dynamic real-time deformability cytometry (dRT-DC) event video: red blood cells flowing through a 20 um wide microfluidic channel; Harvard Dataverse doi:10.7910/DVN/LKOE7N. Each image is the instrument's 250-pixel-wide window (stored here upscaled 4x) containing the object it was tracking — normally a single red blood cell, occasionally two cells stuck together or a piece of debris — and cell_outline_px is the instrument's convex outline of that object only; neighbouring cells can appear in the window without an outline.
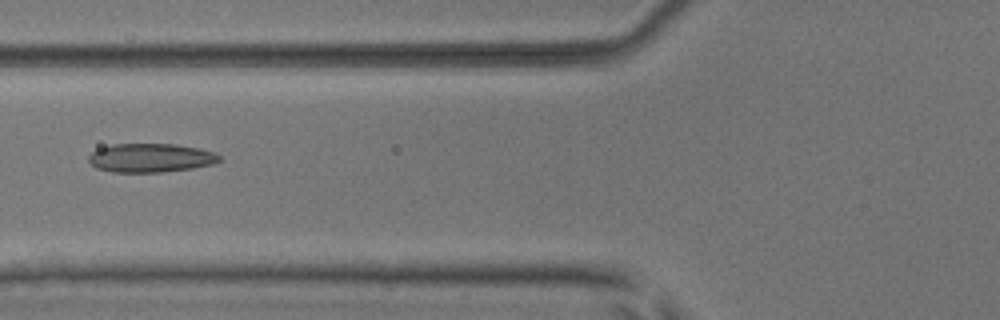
{"species": "common noctule bat (a hibernating species)", "species_latin": "Nyctalus noctula", "temperature_condition": "room temperature", "stored_images_in_passage": 5, "camera_frame_rate_fps": 3000, "um_per_image_px": 0.085, "animal": {"sex": "male", "body_mass_g": 17.9, "forearm_length_mm": 54.2}, "frame": {"image": 1, "passage_image": 5, "time_ms": 1.333, "image_size_px": [1000, 320], "cell_outline_px": [[220, 160], [212, 164], [192, 168], [160, 172], [112, 172], [96, 168], [88, 160], [88, 156], [96, 148], [112, 144], [176, 144], [216, 152], [220, 156]], "centroid_in_image_um": [12.77, 13.41], "position_along_channel_um": 113.0, "area_um2": 21.96}}